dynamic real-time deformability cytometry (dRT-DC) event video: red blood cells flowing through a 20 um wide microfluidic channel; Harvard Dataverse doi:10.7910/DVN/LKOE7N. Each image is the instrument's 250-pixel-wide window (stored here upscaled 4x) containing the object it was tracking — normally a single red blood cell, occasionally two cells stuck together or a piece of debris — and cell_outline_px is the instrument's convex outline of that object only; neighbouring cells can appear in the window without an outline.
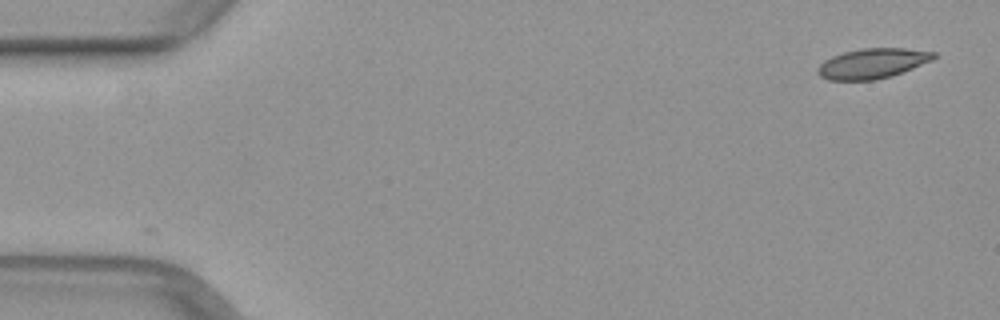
{"species": "common noctule bat (a hibernating species)", "species_latin": "Nyctalus noctula", "temperature_condition": "warm", "stored_images_in_passage": 49, "camera_frame_rate_fps": 3000, "um_per_image_px": 0.085, "animal": {"sex": "female", "body_mass_g": 29.2, "forearm_length_mm": 56.3}, "frame": {"image": 1, "passage_image": 1, "time_ms": 0.0, "image_size_px": [1000, 320], "cell_outline_px": [[936, 56], [932, 60], [912, 68], [888, 76], [872, 80], [828, 80], [820, 76], [816, 72], [816, 68], [824, 60], [832, 56], [844, 52], [860, 48], [904, 48], [936, 52]], "centroid_in_image_um": [74.11, 5.38], "position_along_channel_um": 10.9, "area_um2": 20.17}}
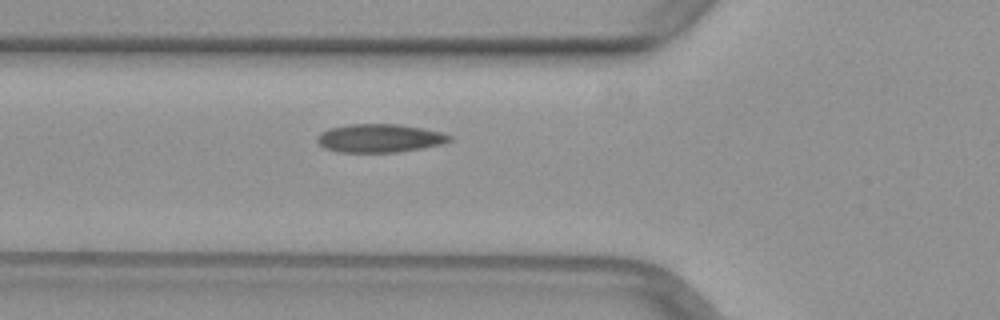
{"frame": {"image": 2, "passage_image": 17, "time_ms": 5.333, "image_size_px": [1000, 320], "cell_outline_px": [[452, 140], [440, 144], [400, 152], [336, 152], [324, 148], [316, 140], [316, 136], [320, 132], [328, 128], [348, 124], [400, 124], [440, 132], [452, 136]], "centroid_in_image_um": [32.2, 11.74], "position_along_channel_um": 93.6, "area_um2": 21.91}}
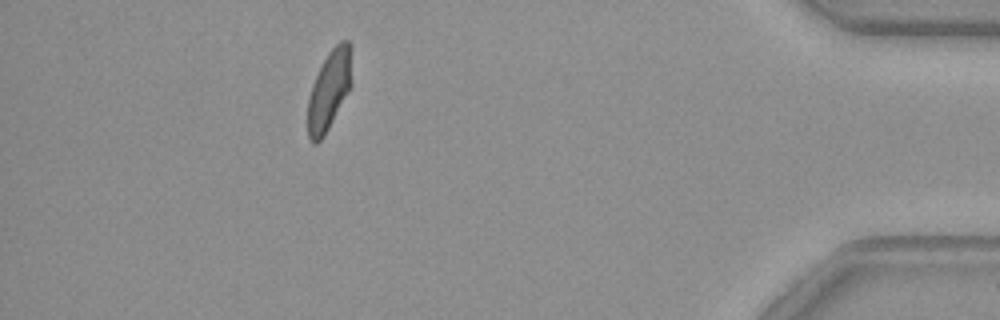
{"frame": {"image": 3, "passage_image": 44, "time_ms": 14.333, "image_size_px": [1000, 320], "cell_outline_px": [[352, 84], [348, 92], [324, 136], [316, 144], [312, 144], [308, 140], [308, 96], [312, 84], [328, 52], [340, 40], [348, 40], [352, 44]], "centroid_in_image_um": [28.0, 7.63], "position_along_channel_um": 407.2, "area_um2": 20.69}}